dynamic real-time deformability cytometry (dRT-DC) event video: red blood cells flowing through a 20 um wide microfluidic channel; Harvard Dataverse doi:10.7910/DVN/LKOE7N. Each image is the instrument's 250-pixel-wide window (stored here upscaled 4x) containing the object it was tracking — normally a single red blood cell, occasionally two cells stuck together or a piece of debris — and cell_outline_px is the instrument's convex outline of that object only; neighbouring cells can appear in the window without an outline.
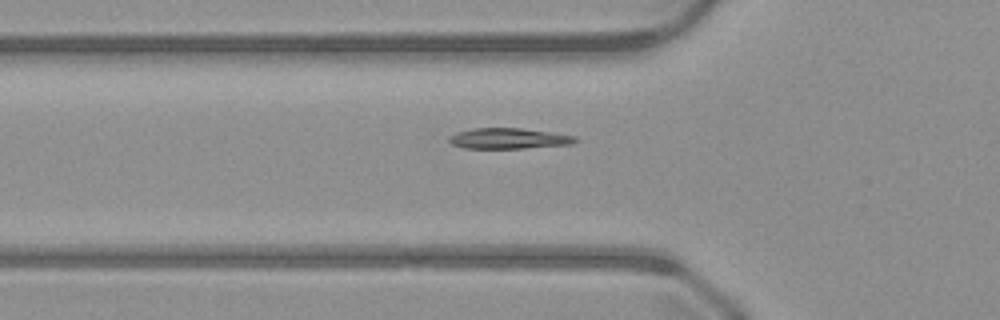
{"species": "common noctule bat (a hibernating species)", "species_latin": "Nyctalus noctula", "temperature_condition": "warm", "stored_images_in_passage": 37, "camera_frame_rate_fps": 3000, "um_per_image_px": 0.085, "animal": {"sex": "male", "body_mass_g": 23.1, "forearm_length_mm": 52.7}, "frame": {"image": 1, "passage_image": 6, "time_ms": 1.667, "image_size_px": [1000, 320], "cell_outline_px": [[580, 140], [572, 144], [524, 148], [464, 148], [452, 144], [448, 140], [448, 136], [456, 132], [472, 128], [520, 128], [552, 132], [576, 136]], "centroid_in_image_um": [43.24, 11.76], "position_along_channel_um": 82.6, "area_um2": 15.32}}
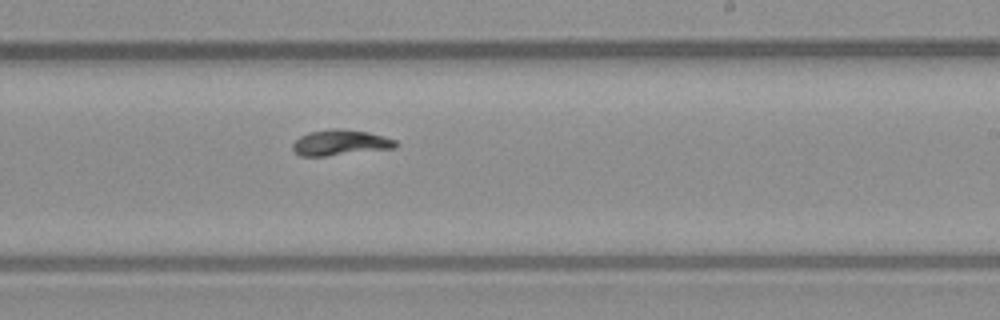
{"frame": {"image": 2, "passage_image": 19, "time_ms": 6.0, "image_size_px": [1000, 320], "cell_outline_px": [[400, 144], [396, 148], [324, 156], [300, 156], [292, 148], [292, 144], [300, 136], [308, 132], [332, 128], [340, 128], [368, 132], [384, 136], [396, 140]], "centroid_in_image_um": [28.95, 12.11], "position_along_channel_um": 260.0, "area_um2": 15.49}}
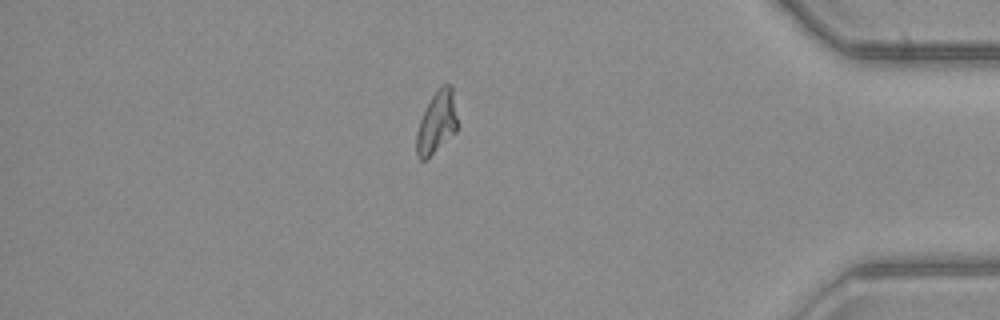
{"frame": {"image": 3, "passage_image": 32, "time_ms": 10.333, "image_size_px": [1000, 320], "cell_outline_px": [[456, 132], [428, 160], [420, 160], [416, 156], [416, 132], [420, 120], [436, 88], [440, 84], [452, 84], [456, 116]], "centroid_in_image_um": [37.1, 10.44], "position_along_channel_um": 398.1, "area_um2": 15.03}}